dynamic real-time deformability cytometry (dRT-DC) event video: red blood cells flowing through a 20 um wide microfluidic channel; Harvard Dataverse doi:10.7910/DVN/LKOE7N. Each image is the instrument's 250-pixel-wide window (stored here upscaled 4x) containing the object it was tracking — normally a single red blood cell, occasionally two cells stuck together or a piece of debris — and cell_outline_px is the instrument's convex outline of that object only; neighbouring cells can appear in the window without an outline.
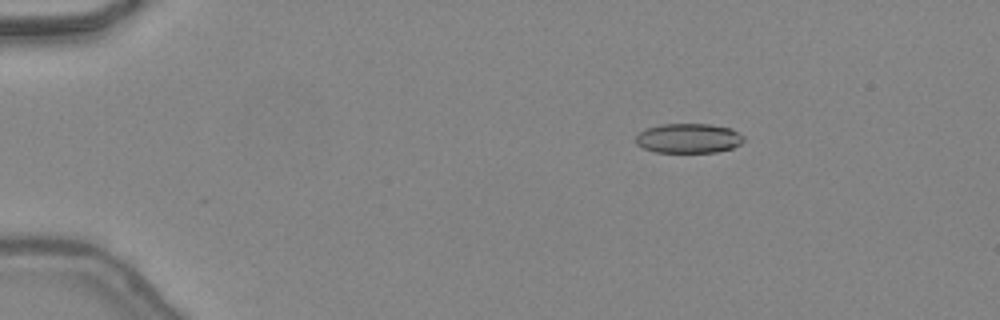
{"species": "common noctule bat (a hibernating species)", "species_latin": "Nyctalus noctula", "temperature_condition": "warm", "stored_images_in_passage": 48, "camera_frame_rate_fps": 3000, "um_per_image_px": 0.085, "animal": {"sex": "female", "body_mass_g": 24.6, "forearm_length_mm": 56.2}, "frame": {"image": 1, "passage_image": 9, "time_ms": 2.667, "image_size_px": [1000, 320], "cell_outline_px": [[744, 140], [740, 144], [732, 148], [716, 152], [656, 152], [644, 148], [636, 144], [636, 136], [644, 128], [660, 124], [708, 124], [732, 128], [744, 136]], "centroid_in_image_um": [58.52, 11.74], "position_along_channel_um": 26.5, "area_um2": 18.73}}
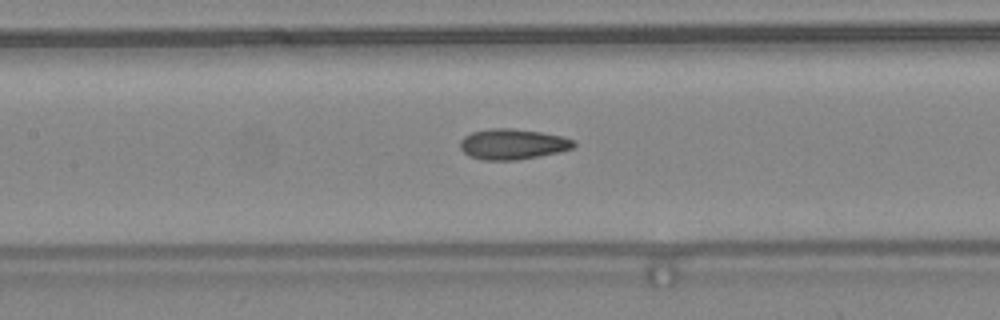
{"frame": {"image": 2, "passage_image": 24, "time_ms": 7.667, "image_size_px": [1000, 320], "cell_outline_px": [[576, 144], [572, 148], [560, 152], [540, 156], [516, 160], [480, 160], [468, 156], [460, 148], [460, 140], [464, 136], [472, 132], [488, 128], [512, 128], [540, 132], [560, 136], [576, 140]], "centroid_in_image_um": [43.55, 12.25], "position_along_channel_um": 163.8, "area_um2": 20.4}}
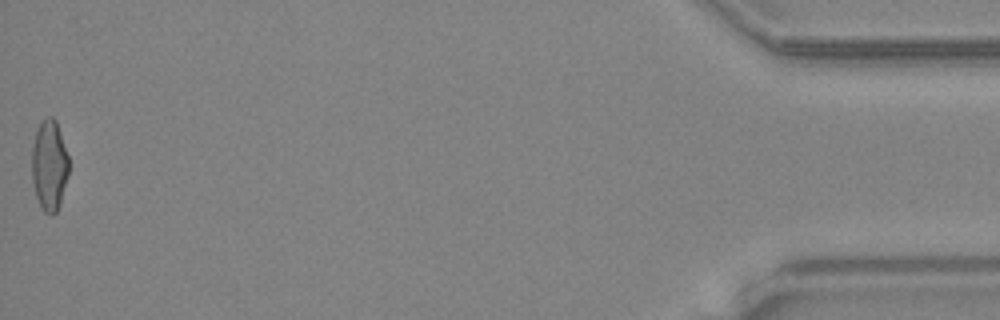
{"frame": {"image": 3, "passage_image": 48, "time_ms": 15.667, "image_size_px": [1000, 320], "cell_outline_px": [[68, 176], [60, 204], [56, 212], [52, 216], [44, 212], [40, 208], [36, 196], [32, 180], [32, 148], [36, 132], [40, 124], [48, 116], [52, 116], [56, 120], [68, 156]], "centroid_in_image_um": [4.19, 14.1], "position_along_channel_um": 431.0, "area_um2": 19.48}, "authors_computed_cell_mechanics": {"area_um2": 19.4208, "velocity_mm_per_s": 4.4657, "shape_relaxation_time_tau1_ms": null, "shape_relaxation_time_tau2_ms": 1.8304, "deformation_change_tau1": null, "deformation_change_tau2": 0.0878}}